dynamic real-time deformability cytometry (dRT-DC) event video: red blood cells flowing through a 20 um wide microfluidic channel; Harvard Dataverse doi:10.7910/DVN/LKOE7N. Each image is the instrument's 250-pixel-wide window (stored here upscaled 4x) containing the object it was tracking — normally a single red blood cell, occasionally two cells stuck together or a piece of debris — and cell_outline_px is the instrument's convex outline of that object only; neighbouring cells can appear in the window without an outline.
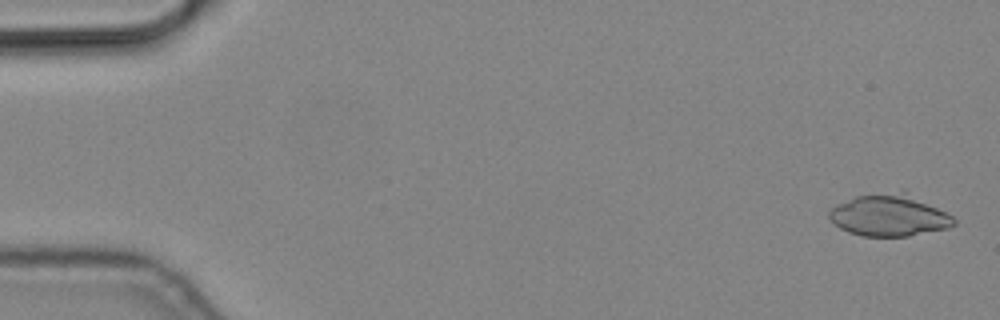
{"species": "common noctule bat (a hibernating species)", "species_latin": "Nyctalus noctula", "temperature_condition": "cold", "stored_images_in_passage": 7, "camera_frame_rate_fps": 3000, "um_per_image_px": 0.085, "animal": {"sex": "male", "body_mass_g": 19.2, "forearm_length_mm": 51.8}, "frame": {"image": 1, "passage_image": 1, "time_ms": 0.0, "image_size_px": [1000, 320], "cell_outline_px": [[956, 224], [948, 228], [908, 236], [864, 236], [848, 232], [840, 228], [828, 216], [828, 212], [836, 204], [856, 196], [904, 188], [952, 216], [956, 220]], "centroid_in_image_um": [75.61, 18.26], "position_along_channel_um": 9.4, "area_um2": 30.87}}